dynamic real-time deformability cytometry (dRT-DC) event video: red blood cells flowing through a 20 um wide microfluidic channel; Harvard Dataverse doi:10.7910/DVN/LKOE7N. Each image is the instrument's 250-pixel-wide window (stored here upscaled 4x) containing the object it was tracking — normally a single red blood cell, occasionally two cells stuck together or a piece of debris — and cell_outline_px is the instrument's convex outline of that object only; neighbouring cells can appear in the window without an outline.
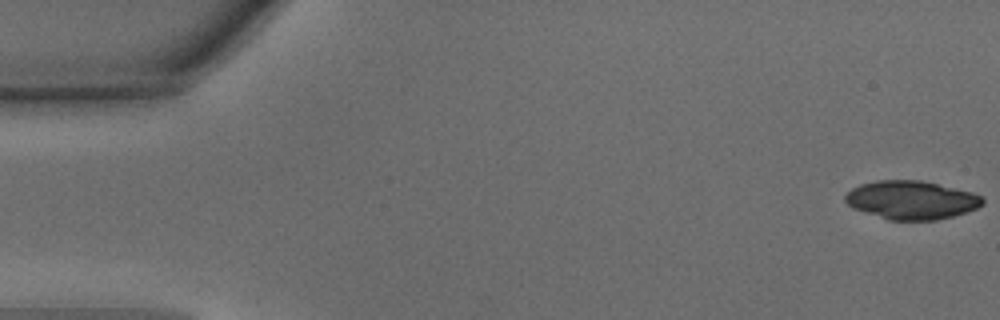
{"species": "common noctule bat (a hibernating species)", "species_latin": "Nyctalus noctula", "temperature_condition": "warm", "stored_images_in_passage": 46, "camera_frame_rate_fps": 3000, "um_per_image_px": 0.085, "animal": {"sex": "male", "body_mass_g": 15.6}, "frame": {"image": 1, "passage_image": 1, "time_ms": 0.0, "image_size_px": [1000, 320], "cell_outline_px": [[984, 204], [976, 208], [952, 216], [936, 220], [888, 220], [852, 208], [844, 200], [844, 196], [852, 188], [860, 184], [876, 180], [920, 180], [972, 192], [980, 196], [984, 200]], "centroid_in_image_um": [77.43, 17.0], "position_along_channel_um": 7.6, "area_um2": 30.69}}
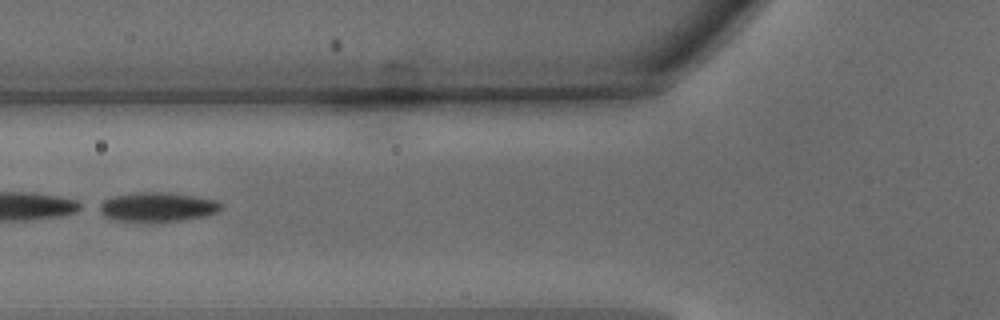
{"frame": {"image": 2, "passage_image": 18, "time_ms": 5.667, "image_size_px": [1000, 320], "cell_outline_px": [[224, 208], [216, 212], [204, 216], [156, 224], [148, 224], [108, 220], [92, 208], [96, 204], [112, 196], [140, 192], [168, 192], [216, 200], [224, 204]], "centroid_in_image_um": [13.24, 17.64], "position_along_channel_um": 112.6, "area_um2": 22.02}}